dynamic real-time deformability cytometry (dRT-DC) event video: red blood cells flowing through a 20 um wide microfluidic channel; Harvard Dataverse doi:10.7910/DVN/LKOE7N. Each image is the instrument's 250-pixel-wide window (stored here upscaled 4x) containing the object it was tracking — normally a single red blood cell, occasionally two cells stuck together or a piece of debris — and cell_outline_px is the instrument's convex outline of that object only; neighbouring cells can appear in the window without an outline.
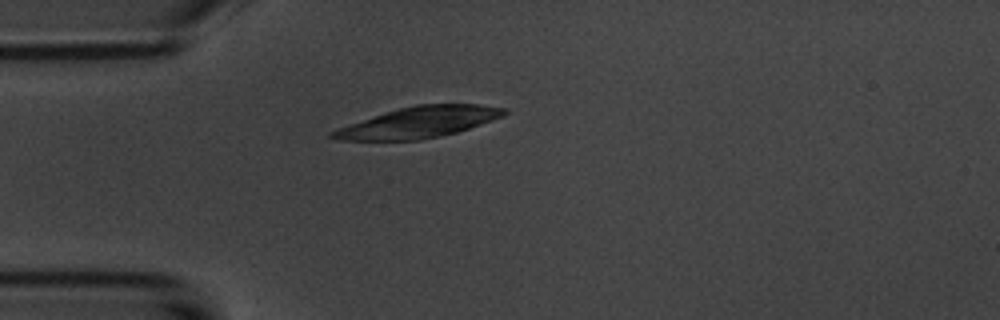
{"species": "common noctule bat (a hibernating species)", "species_latin": "Nyctalus noctula", "temperature_condition": "room temperature", "stored_images_in_passage": 3, "camera_frame_rate_fps": 3000, "um_per_image_px": 0.085, "animal": {"sex": "male", "body_mass_g": 20.1, "forearm_length_mm": 53.5}, "frame": {"image": 1, "passage_image": 3, "time_ms": 3.333, "image_size_px": [1000, 320], "cell_outline_px": [[508, 112], [504, 116], [456, 132], [440, 136], [420, 140], [340, 140], [328, 136], [328, 132], [400, 108], [416, 104], [480, 104], [508, 108]], "centroid_in_image_um": [35.67, 10.39], "position_along_channel_um": 49.3, "area_um2": 30.4}}